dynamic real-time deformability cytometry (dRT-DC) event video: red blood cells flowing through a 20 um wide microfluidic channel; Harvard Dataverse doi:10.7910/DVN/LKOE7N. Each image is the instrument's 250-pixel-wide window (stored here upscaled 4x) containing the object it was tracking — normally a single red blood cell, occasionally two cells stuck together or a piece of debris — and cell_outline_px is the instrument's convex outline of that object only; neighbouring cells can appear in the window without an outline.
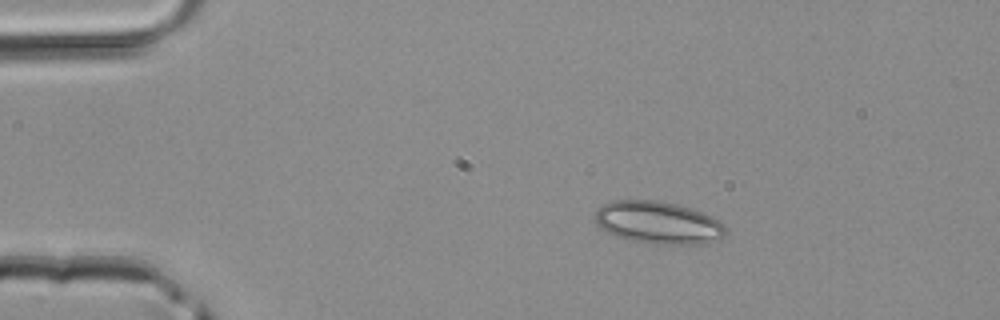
{"species": "common noctule bat (a hibernating species)", "species_latin": "Nyctalus noctula", "temperature_condition": "room temperature", "stored_images_in_passage": 2, "camera_frame_rate_fps": 3000, "um_per_image_px": 0.085, "animal": {"sex": "male", "body_mass_g": 20.4}, "frame": {"image": 1, "passage_image": 1, "time_ms": 0.0, "image_size_px": [1000, 320], "cell_outline_px": [[728, 228], [724, 236], [720, 240], [704, 244], [648, 244], [616, 236], [600, 228], [596, 224], [596, 208], [612, 200], [660, 200], [692, 208], [704, 212], [720, 220]], "centroid_in_image_um": [56.0, 18.92], "position_along_channel_um": 29.0, "area_um2": 32.89}}